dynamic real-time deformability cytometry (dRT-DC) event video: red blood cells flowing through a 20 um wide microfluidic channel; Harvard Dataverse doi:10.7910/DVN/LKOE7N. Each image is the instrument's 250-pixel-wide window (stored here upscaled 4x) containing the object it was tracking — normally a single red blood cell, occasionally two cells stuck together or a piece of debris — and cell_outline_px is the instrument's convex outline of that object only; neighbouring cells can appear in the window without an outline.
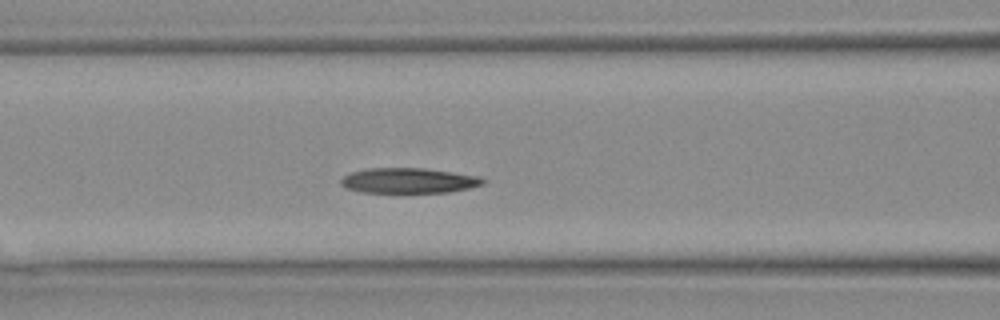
{"species": "Egyptian fruit bat (a non-hibernating species)", "species_latin": "Rousettus aegyptiacus", "temperature_condition": "warm", "stored_images_in_passage": 9, "camera_frame_rate_fps": 3000, "um_per_image_px": 0.085, "animal": {"sex": "female"}, "frame": {"image": 1, "passage_image": 7, "time_ms": 2.0, "image_size_px": [1000, 320], "cell_outline_px": [[484, 184], [468, 188], [448, 192], [364, 192], [348, 188], [340, 184], [340, 180], [344, 176], [352, 172], [368, 168], [424, 168], [452, 172], [476, 176], [484, 180]], "centroid_in_image_um": [34.71, 15.34], "position_along_channel_um": 131.9, "area_um2": 20.52}}
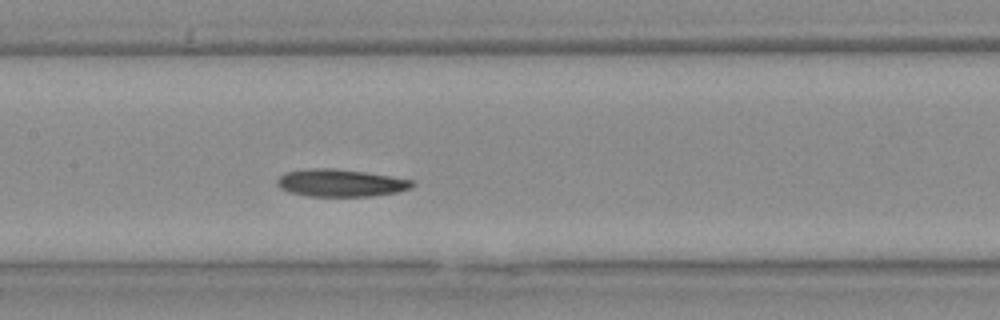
{"frame": {"image": 2, "passage_image": 9, "time_ms": 2.667, "image_size_px": [1000, 320], "cell_outline_px": [[412, 184], [408, 188], [396, 192], [368, 196], [308, 196], [292, 192], [280, 188], [276, 184], [276, 180], [284, 172], [308, 168], [336, 168], [364, 172], [412, 180]], "centroid_in_image_um": [28.86, 15.53], "position_along_channel_um": 178.5, "area_um2": 21.27}}